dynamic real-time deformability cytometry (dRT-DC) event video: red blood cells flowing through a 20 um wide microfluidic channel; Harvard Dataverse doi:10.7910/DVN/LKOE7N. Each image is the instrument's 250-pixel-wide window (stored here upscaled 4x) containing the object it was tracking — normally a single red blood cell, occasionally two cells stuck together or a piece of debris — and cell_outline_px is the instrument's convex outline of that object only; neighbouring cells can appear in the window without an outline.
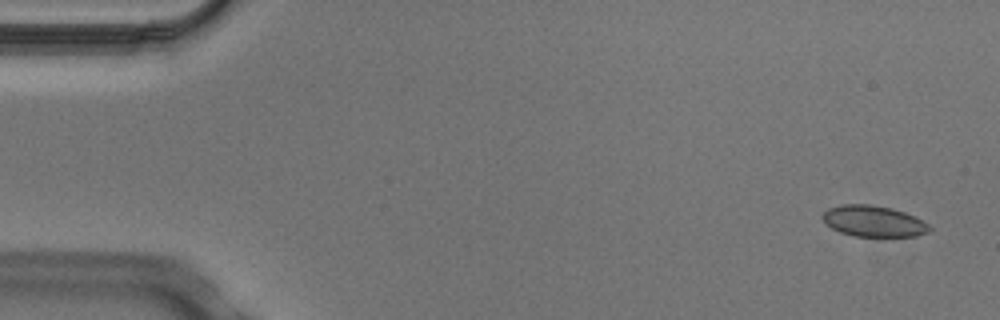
{"species": "Egyptian fruit bat (a non-hibernating species)", "species_latin": "Rousettus aegyptiacus", "temperature_condition": "cold", "stored_images_in_passage": 5, "camera_frame_rate_fps": 3000, "um_per_image_px": 0.085, "animal": {"sex": "male"}, "frame": {"image": 1, "passage_image": 1, "time_ms": 0.0, "image_size_px": [1000, 320], "cell_outline_px": [[932, 228], [928, 232], [916, 236], [852, 236], [840, 232], [832, 228], [820, 216], [828, 208], [840, 204], [872, 204], [892, 208], [916, 216], [924, 220]], "centroid_in_image_um": [74.26, 18.79], "position_along_channel_um": 10.7, "area_um2": 19.54}}
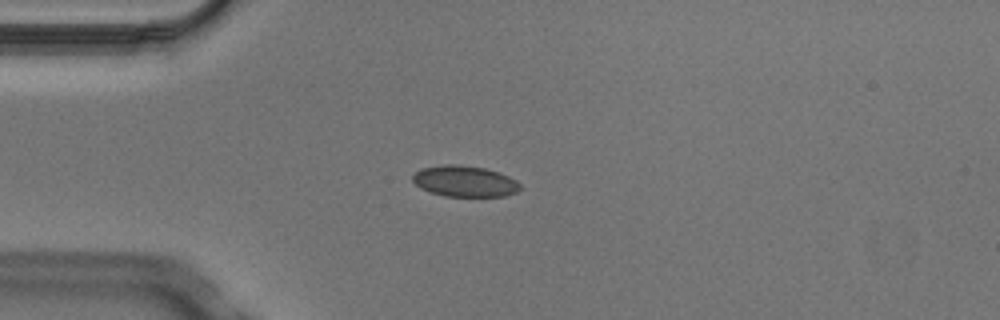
{"frame": {"image": 2, "passage_image": 4, "time_ms": 1.0, "image_size_px": [1000, 320], "cell_outline_px": [[520, 188], [516, 192], [504, 196], [444, 196], [420, 188], [412, 180], [412, 176], [420, 168], [444, 164], [456, 164], [484, 168], [508, 176], [516, 180], [520, 184]], "centroid_in_image_um": [39.47, 15.4], "position_along_channel_um": 45.5, "area_um2": 19.31}}
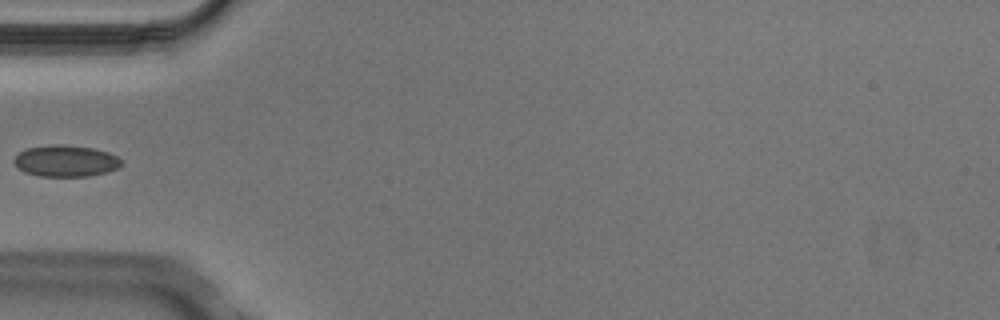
{"frame": {"image": 3, "passage_image": 5, "time_ms": 1.333, "image_size_px": [1000, 320], "cell_outline_px": [[124, 164], [116, 168], [104, 172], [88, 176], [40, 176], [24, 172], [12, 160], [20, 152], [28, 148], [52, 144], [60, 144], [92, 148], [108, 152], [124, 160]], "centroid_in_image_um": [5.61, 13.67], "position_along_channel_um": 79.4, "area_um2": 19.54}}